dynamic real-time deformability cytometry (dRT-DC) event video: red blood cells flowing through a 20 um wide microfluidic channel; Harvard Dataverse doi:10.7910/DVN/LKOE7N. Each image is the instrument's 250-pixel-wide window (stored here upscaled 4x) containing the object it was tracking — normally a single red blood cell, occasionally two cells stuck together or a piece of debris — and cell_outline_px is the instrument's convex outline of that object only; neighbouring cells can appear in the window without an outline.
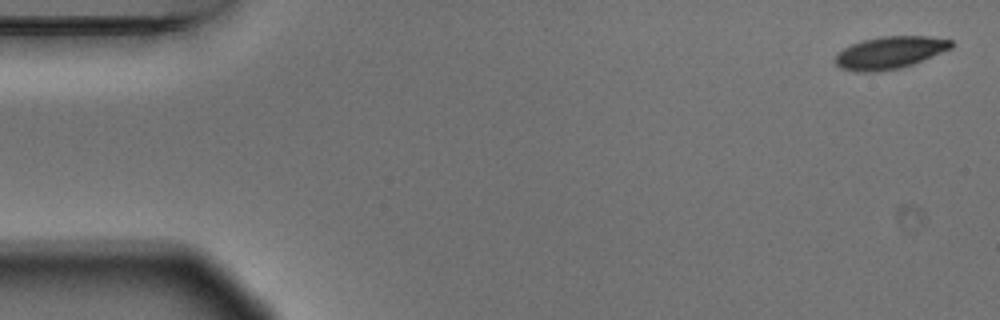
{"species": "Egyptian fruit bat (a non-hibernating species)", "species_latin": "Rousettus aegyptiacus", "temperature_condition": "warm", "stored_images_in_passage": 5, "camera_frame_rate_fps": 3000, "um_per_image_px": 0.085, "animal": {"sex": "male"}, "frame": {"image": 1, "passage_image": 1, "time_ms": 0.0, "image_size_px": [1000, 320], "cell_outline_px": [[952, 48], [912, 64], [900, 68], [876, 72], [856, 72], [840, 68], [836, 64], [836, 52], [852, 44], [864, 40], [880, 36], [928, 36], [952, 40]], "centroid_in_image_um": [75.61, 4.48], "position_along_channel_um": 9.4, "area_um2": 21.79}}
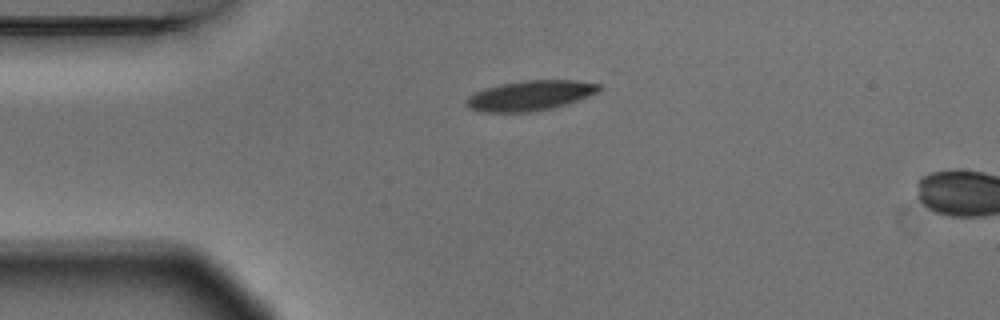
{"frame": {"image": 2, "passage_image": 4, "time_ms": 1.0, "image_size_px": [1000, 320], "cell_outline_px": [[600, 88], [596, 92], [576, 100], [552, 108], [532, 112], [484, 112], [468, 108], [464, 104], [464, 100], [468, 96], [476, 92], [500, 84], [524, 80], [576, 80], [600, 84]], "centroid_in_image_um": [45.0, 8.12], "position_along_channel_um": 40.0, "area_um2": 23.0}}